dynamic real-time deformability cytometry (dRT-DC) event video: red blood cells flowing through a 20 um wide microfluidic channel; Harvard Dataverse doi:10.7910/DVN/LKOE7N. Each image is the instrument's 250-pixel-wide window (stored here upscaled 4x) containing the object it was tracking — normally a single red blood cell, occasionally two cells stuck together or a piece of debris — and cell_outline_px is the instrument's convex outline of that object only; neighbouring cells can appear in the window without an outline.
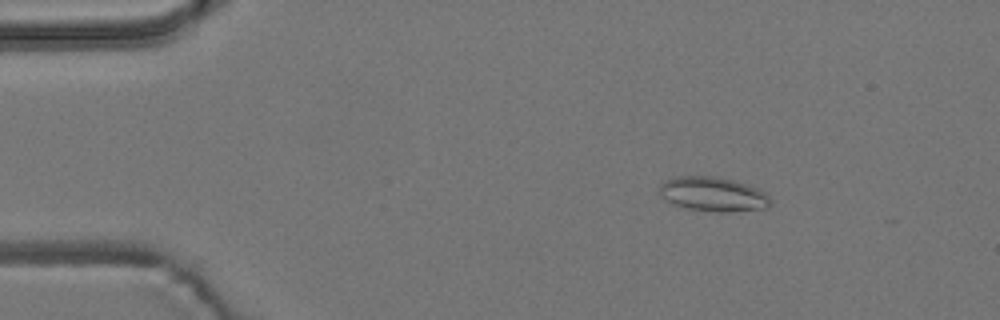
{"species": "common noctule bat (a hibernating species)", "species_latin": "Nyctalus noctula", "temperature_condition": "room temperature", "stored_images_in_passage": 8, "camera_frame_rate_fps": 3000, "um_per_image_px": 0.085, "animal": {"sex": "male", "body_mass_g": 19.2, "forearm_length_mm": 51.8}, "frame": {"image": 1, "passage_image": 2, "time_ms": 2.0, "image_size_px": [1000, 320], "cell_outline_px": [[772, 204], [768, 208], [728, 212], [716, 212], [688, 208], [676, 204], [660, 196], [660, 184], [676, 176], [716, 176], [732, 180], [756, 188], [764, 192], [772, 200]], "centroid_in_image_um": [60.65, 16.51], "position_along_channel_um": 24.4, "area_um2": 22.02}}
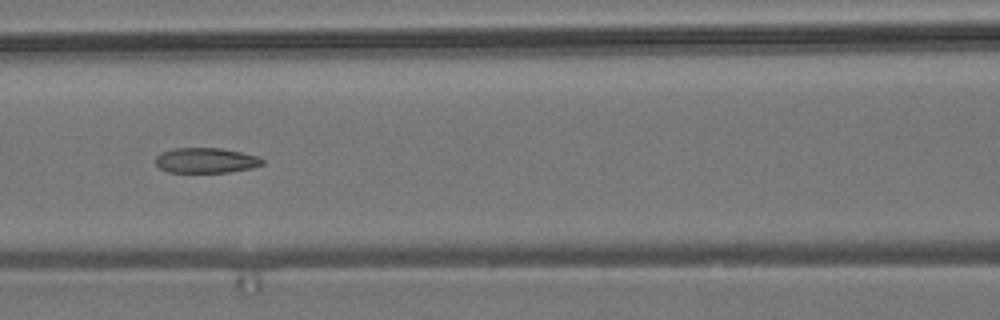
{"frame": {"image": 2, "passage_image": 6, "time_ms": 7.333, "image_size_px": [1000, 320], "cell_outline_px": [[264, 164], [252, 168], [228, 172], [168, 172], [160, 168], [156, 164], [156, 156], [160, 152], [172, 148], [220, 148], [260, 156], [264, 160]], "centroid_in_image_um": [17.51, 13.63], "position_along_channel_um": 149.1, "area_um2": 15.78}}
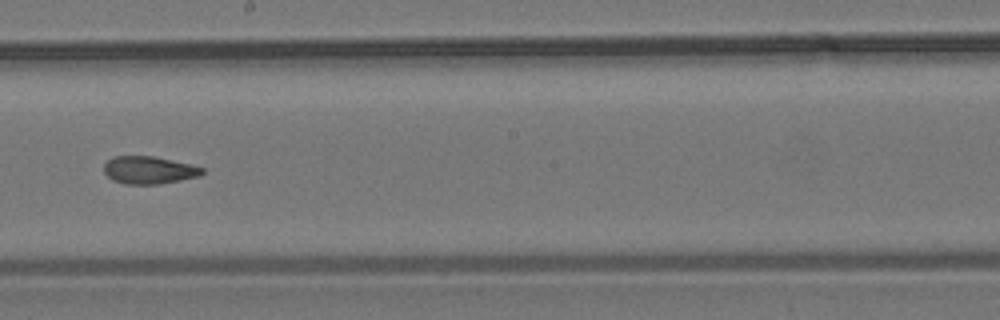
{"frame": {"image": 3, "passage_image": 8, "time_ms": 9.667, "image_size_px": [1000, 320], "cell_outline_px": [[204, 172], [200, 176], [180, 180], [156, 184], [124, 184], [112, 180], [104, 172], [104, 164], [108, 160], [116, 156], [152, 156], [192, 164], [204, 168]], "centroid_in_image_um": [12.67, 14.46], "position_along_channel_um": 235.5, "area_um2": 15.78}}